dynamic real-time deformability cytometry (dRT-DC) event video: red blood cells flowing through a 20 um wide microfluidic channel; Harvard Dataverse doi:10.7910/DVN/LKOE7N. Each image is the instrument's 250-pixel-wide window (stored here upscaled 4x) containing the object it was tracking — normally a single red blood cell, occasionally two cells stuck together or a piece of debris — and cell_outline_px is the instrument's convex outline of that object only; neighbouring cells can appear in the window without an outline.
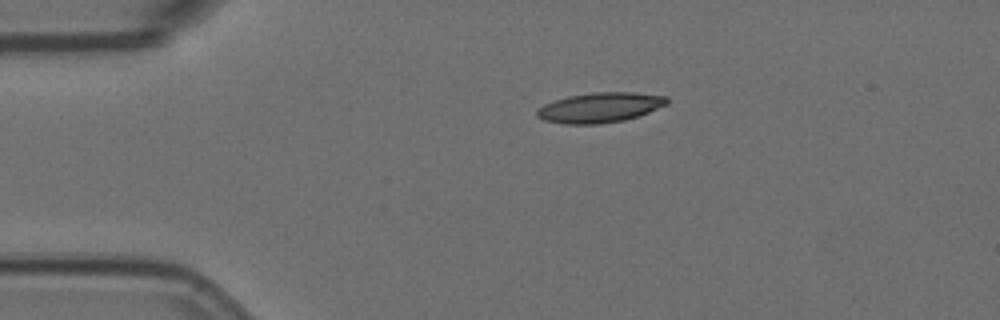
{"species": "Egyptian fruit bat (a non-hibernating species)", "species_latin": "Rousettus aegyptiacus", "temperature_condition": "room temperature", "stored_images_in_passage": 27, "camera_frame_rate_fps": 3000, "um_per_image_px": 0.085, "animal": {"sex": "female"}, "frame": {"image": 1, "passage_image": 1, "time_ms": 0.0, "image_size_px": [1000, 320], "cell_outline_px": [[668, 104], [648, 112], [624, 120], [600, 124], [564, 124], [540, 120], [536, 116], [536, 112], [544, 104], [568, 96], [592, 92], [636, 92], [668, 96]], "centroid_in_image_um": [50.99, 9.14], "position_along_channel_um": 34.0, "area_um2": 22.83}}
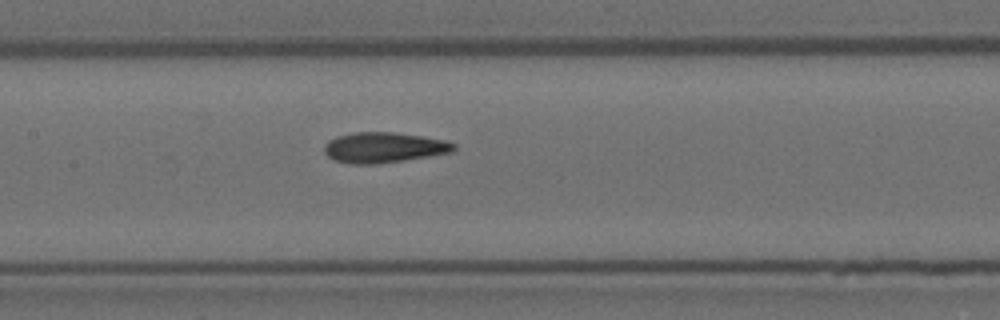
{"frame": {"image": 2, "passage_image": 16, "time_ms": 5.0, "image_size_px": [1000, 320], "cell_outline_px": [[456, 148], [452, 152], [404, 160], [376, 164], [352, 164], [336, 160], [328, 156], [324, 152], [324, 144], [328, 140], [336, 136], [352, 132], [392, 132], [420, 136], [444, 140], [456, 144]], "centroid_in_image_um": [32.59, 12.53], "position_along_channel_um": 174.8, "area_um2": 22.89}}
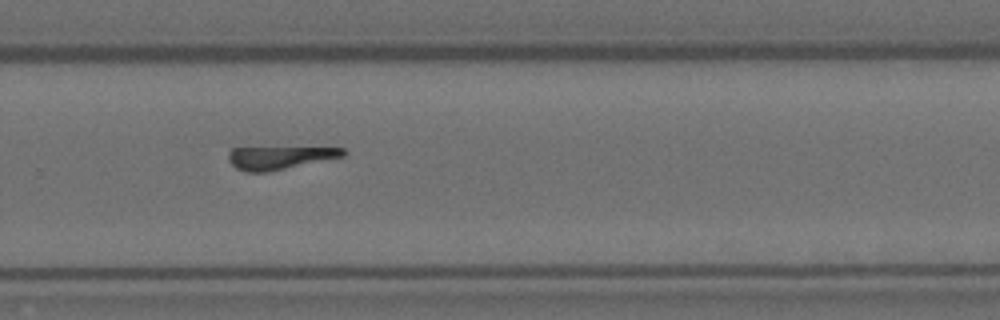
{"frame": {"image": 3, "passage_image": 27, "time_ms": 8.667, "image_size_px": [1000, 320], "cell_outline_px": [[348, 152], [344, 156], [268, 172], [244, 172], [236, 168], [228, 160], [228, 152], [232, 148], [344, 148]], "centroid_in_image_um": [23.74, 13.41], "position_along_channel_um": 306.1, "area_um2": 15.2}}